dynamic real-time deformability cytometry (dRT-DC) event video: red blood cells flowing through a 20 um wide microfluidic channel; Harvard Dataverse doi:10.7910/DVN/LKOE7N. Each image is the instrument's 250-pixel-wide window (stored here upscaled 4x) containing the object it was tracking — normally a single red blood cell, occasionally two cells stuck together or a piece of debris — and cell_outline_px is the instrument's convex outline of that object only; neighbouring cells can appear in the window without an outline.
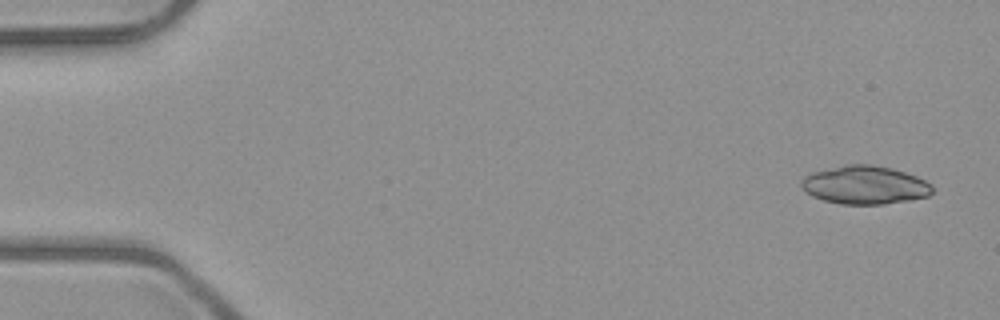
{"species": "common noctule bat (a hibernating species)", "species_latin": "Nyctalus noctula", "temperature_condition": "room temperature", "stored_images_in_passage": 6, "camera_frame_rate_fps": 3000, "um_per_image_px": 0.085, "animal": {"sex": "male", "body_mass_g": 23.1, "forearm_length_mm": 52.7}, "frame": {"image": 1, "passage_image": 1, "time_ms": 0.0, "image_size_px": [1000, 320], "cell_outline_px": [[932, 192], [928, 196], [908, 200], [884, 204], [840, 204], [824, 200], [812, 196], [800, 188], [800, 180], [804, 176], [812, 172], [848, 164], [872, 164], [892, 168], [916, 176], [932, 184]], "centroid_in_image_um": [73.48, 15.72], "position_along_channel_um": 11.5, "area_um2": 29.3}}
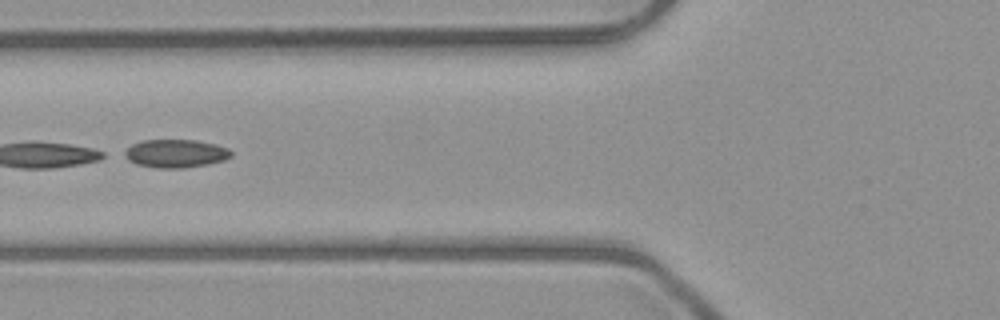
{"frame": {"image": 2, "passage_image": 6, "time_ms": 6.0, "image_size_px": [1000, 320], "cell_outline_px": [[232, 156], [224, 160], [208, 164], [184, 168], [156, 168], [136, 164], [120, 156], [120, 152], [132, 144], [144, 140], [196, 140], [216, 144], [228, 148], [232, 152]], "centroid_in_image_um": [14.87, 13.05], "position_along_channel_um": 110.9, "area_um2": 17.86}}